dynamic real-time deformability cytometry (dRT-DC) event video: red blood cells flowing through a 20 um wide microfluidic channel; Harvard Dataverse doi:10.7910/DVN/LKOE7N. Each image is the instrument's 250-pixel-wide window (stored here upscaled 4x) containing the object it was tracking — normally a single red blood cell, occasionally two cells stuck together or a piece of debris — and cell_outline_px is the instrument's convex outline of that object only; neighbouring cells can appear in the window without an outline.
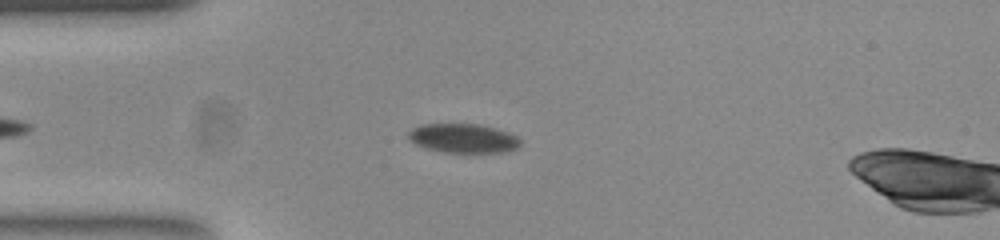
{"species": "common noctule bat (a hibernating species)", "species_latin": "Nyctalus noctula", "temperature_condition": "room temperature", "stored_images_in_passage": 45, "camera_frame_rate_fps": 3000, "um_per_image_px": 0.085, "animal": {"sex": "female", "body_mass_g": 23.0, "forearm_length_mm": 53.4}, "frame": {"image": 1, "passage_image": 9, "time_ms": 2.667, "image_size_px": [1000, 240], "cell_outline_px": [[520, 144], [516, 148], [504, 152], [444, 152], [424, 148], [416, 144], [408, 136], [408, 132], [412, 128], [420, 124], [480, 124], [516, 136], [520, 140]], "centroid_in_image_um": [39.32, 11.75], "position_along_channel_um": 45.7, "area_um2": 18.73}}
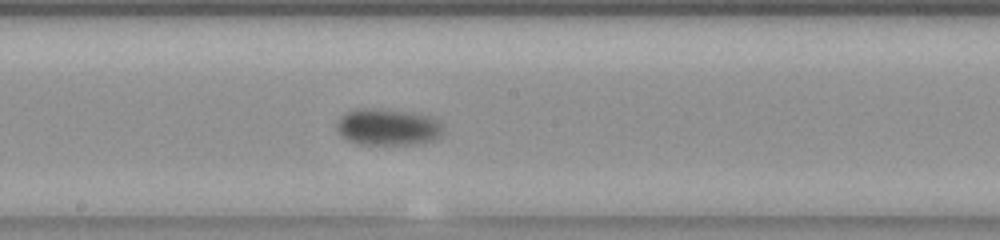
{"frame": {"image": 2, "passage_image": 24, "time_ms": 7.667, "image_size_px": [1000, 240], "cell_outline_px": [[440, 136], [424, 144], [356, 144], [348, 140], [336, 128], [336, 124], [340, 116], [352, 108], [384, 108], [412, 112], [428, 116], [436, 120], [440, 124]], "centroid_in_image_um": [32.91, 10.78], "position_along_channel_um": 215.3, "area_um2": 22.83}}
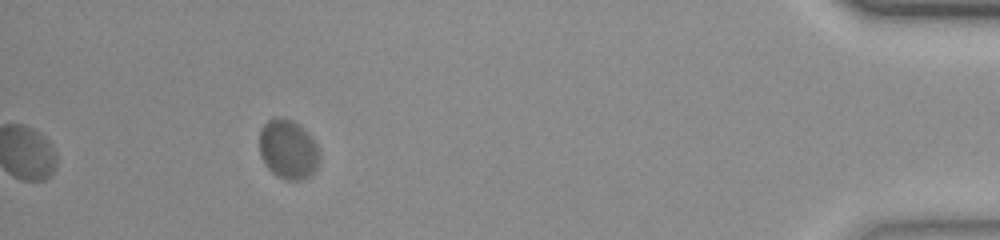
{"frame": {"image": 3, "passage_image": 45, "time_ms": 14.667, "image_size_px": [1000, 240], "cell_outline_px": [[320, 156], [316, 168], [308, 176], [300, 180], [284, 180], [276, 176], [264, 164], [260, 156], [260, 128], [268, 120], [276, 116], [280, 116], [292, 120], [316, 144]], "centroid_in_image_um": [24.44, 12.71], "position_along_channel_um": 410.8, "area_um2": 20.58}, "authors_computed_cell_mechanics": {"area_um2": 20.23, "velocity_mm_per_s": 3.7109, "shape_relaxation_time_tau1_ms": 1.9994, "shape_relaxation_time_tau2_ms": null, "deformation_change_tau1": 0.0884, "deformation_change_tau2": null}}